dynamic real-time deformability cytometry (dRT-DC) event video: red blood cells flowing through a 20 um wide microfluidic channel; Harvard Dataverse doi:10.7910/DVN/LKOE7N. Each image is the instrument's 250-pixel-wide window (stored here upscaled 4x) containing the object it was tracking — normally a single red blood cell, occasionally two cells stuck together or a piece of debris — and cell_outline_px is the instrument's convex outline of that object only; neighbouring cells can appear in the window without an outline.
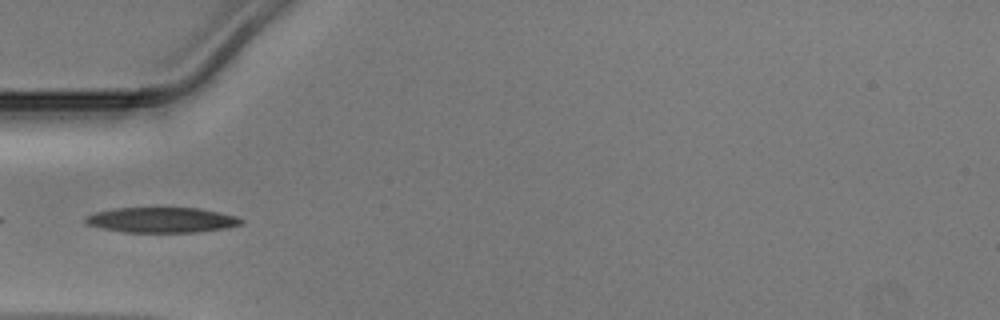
{"species": "Egyptian fruit bat (a non-hibernating species)", "species_latin": "Rousettus aegyptiacus", "temperature_condition": "warm", "stored_images_in_passage": 34, "camera_frame_rate_fps": 3000, "um_per_image_px": 0.085, "animal": {"sex": "male"}, "frame": {"image": 1, "passage_image": 1, "time_ms": 0.0, "image_size_px": [1000, 320], "cell_outline_px": [[244, 224], [224, 228], [196, 232], [124, 232], [100, 228], [88, 224], [84, 220], [84, 216], [96, 212], [116, 208], [200, 208], [220, 212], [236, 216], [244, 220]], "centroid_in_image_um": [13.75, 18.69], "position_along_channel_um": 71.2, "area_um2": 22.95}}
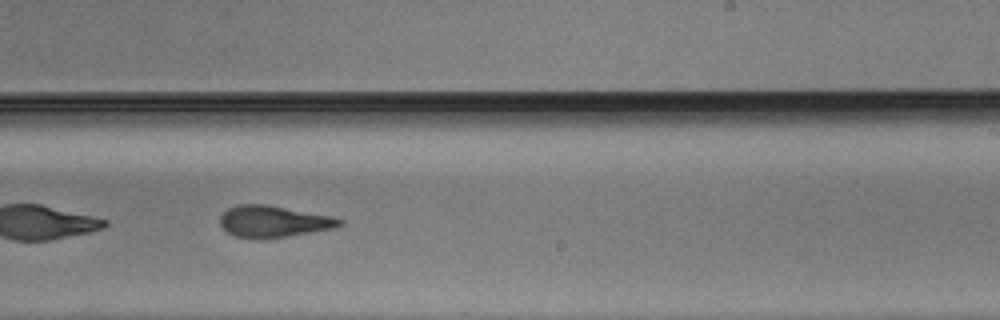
{"frame": {"image": 2, "passage_image": 15, "time_ms": 4.667, "image_size_px": [1000, 320], "cell_outline_px": [[344, 224], [332, 228], [288, 236], [236, 236], [228, 232], [220, 224], [220, 216], [228, 208], [240, 204], [264, 204], [332, 216], [344, 220]], "centroid_in_image_um": [23.27, 18.78], "position_along_channel_um": 265.7, "area_um2": 21.15}}
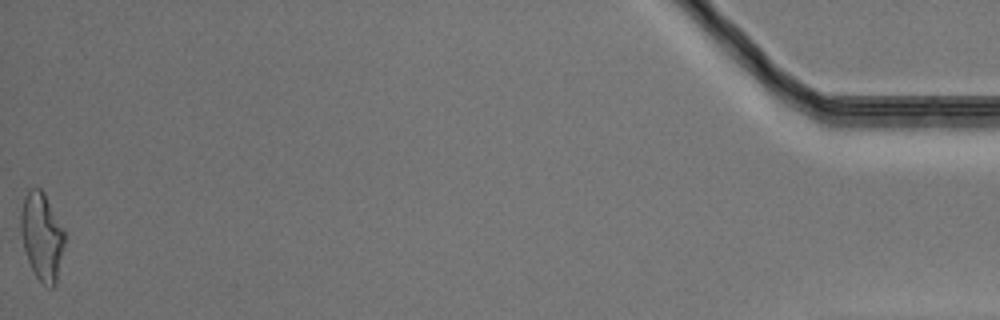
{"frame": {"image": 3, "passage_image": 34, "time_ms": 11.0, "image_size_px": [1000, 320], "cell_outline_px": [[64, 244], [56, 284], [52, 288], [48, 288], [36, 276], [28, 260], [24, 248], [20, 232], [20, 212], [24, 196], [28, 188], [40, 188], [44, 192], [64, 228]], "centroid_in_image_um": [3.55, 20.06], "position_along_channel_um": 431.7, "area_um2": 22.48}}